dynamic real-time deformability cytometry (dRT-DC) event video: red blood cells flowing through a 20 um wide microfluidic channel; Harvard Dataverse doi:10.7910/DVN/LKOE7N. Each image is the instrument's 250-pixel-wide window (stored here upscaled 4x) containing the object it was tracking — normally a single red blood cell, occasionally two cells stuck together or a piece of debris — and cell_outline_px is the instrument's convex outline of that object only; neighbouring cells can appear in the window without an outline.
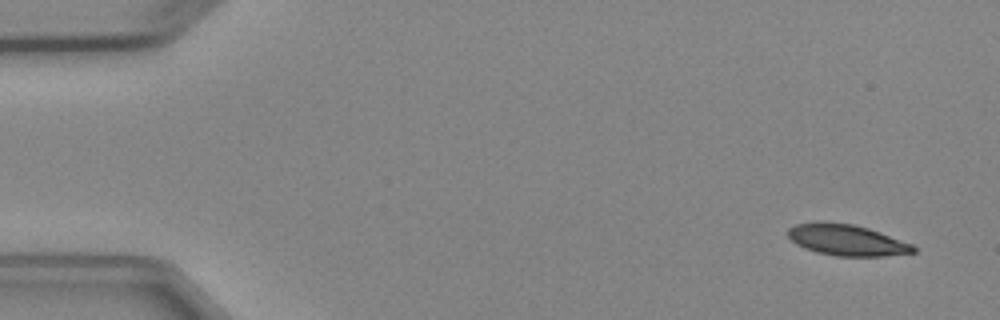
{"species": "Egyptian fruit bat (a non-hibernating species)", "species_latin": "Rousettus aegyptiacus", "temperature_condition": "cold", "stored_images_in_passage": 5, "camera_frame_rate_fps": 3000, "um_per_image_px": 0.085, "animal": {"sex": "female"}, "frame": {"image": 1, "passage_image": 1, "time_ms": 0.0, "image_size_px": [1000, 320], "cell_outline_px": [[916, 252], [884, 256], [836, 256], [816, 252], [804, 248], [796, 244], [788, 236], [788, 228], [796, 224], [816, 220], [824, 220], [852, 224], [868, 228], [880, 232], [912, 244], [916, 248]], "centroid_in_image_um": [71.93, 20.38], "position_along_channel_um": 13.1, "area_um2": 23.0}}